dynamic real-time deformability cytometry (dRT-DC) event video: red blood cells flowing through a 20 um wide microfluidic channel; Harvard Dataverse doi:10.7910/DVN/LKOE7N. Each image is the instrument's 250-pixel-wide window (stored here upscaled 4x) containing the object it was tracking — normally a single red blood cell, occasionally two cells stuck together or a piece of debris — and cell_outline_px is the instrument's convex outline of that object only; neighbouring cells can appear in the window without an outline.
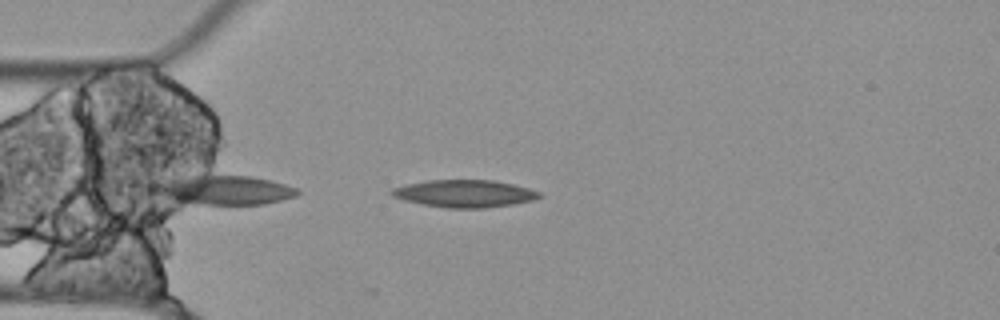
{"species": "Egyptian fruit bat (a non-hibernating species)", "species_latin": "Rousettus aegyptiacus", "temperature_condition": "cold", "stored_images_in_passage": 4, "camera_frame_rate_fps": 3000, "um_per_image_px": 0.085, "animal": {"sex": "female"}, "frame": {"image": 1, "passage_image": 2, "time_ms": 0.333, "image_size_px": [1000, 320], "cell_outline_px": [[544, 196], [532, 200], [512, 204], [484, 208], [448, 208], [424, 204], [404, 200], [392, 196], [388, 192], [392, 188], [404, 184], [428, 180], [492, 180], [512, 184], [528, 188], [540, 192]], "centroid_in_image_um": [39.46, 16.45], "position_along_channel_um": 45.5, "area_um2": 23.52}}